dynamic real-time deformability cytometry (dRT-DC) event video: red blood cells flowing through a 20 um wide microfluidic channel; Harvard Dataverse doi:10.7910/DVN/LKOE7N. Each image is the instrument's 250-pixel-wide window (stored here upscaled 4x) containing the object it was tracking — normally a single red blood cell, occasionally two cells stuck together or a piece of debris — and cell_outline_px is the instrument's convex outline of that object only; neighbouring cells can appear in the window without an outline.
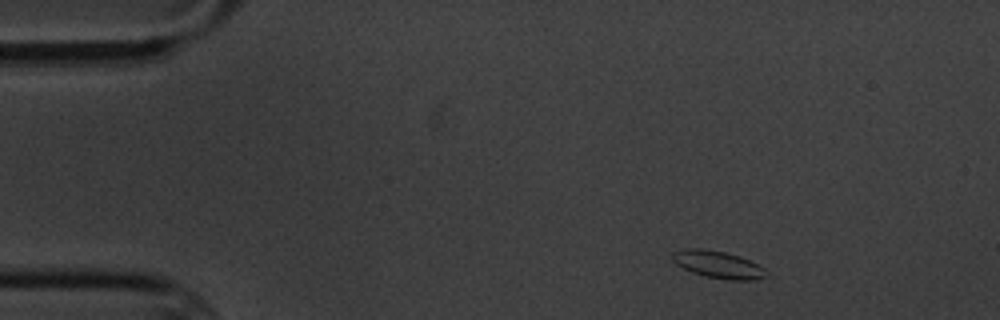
{"species": "common noctule bat (a hibernating species)", "species_latin": "Nyctalus noctula", "temperature_condition": "cold", "stored_images_in_passage": 4, "camera_frame_rate_fps": 3000, "um_per_image_px": 0.085, "animal": {"sex": "male", "body_mass_g": 20.1, "forearm_length_mm": 53.5}, "frame": {"image": 1, "passage_image": 1, "time_ms": 0.0, "image_size_px": [1000, 320], "cell_outline_px": [[764, 276], [756, 280], [728, 280], [704, 276], [692, 272], [676, 264], [672, 260], [672, 256], [676, 252], [688, 248], [700, 248], [724, 252], [740, 256], [764, 268]], "centroid_in_image_um": [61.01, 22.49], "position_along_channel_um": 24.0, "area_um2": 14.57}}